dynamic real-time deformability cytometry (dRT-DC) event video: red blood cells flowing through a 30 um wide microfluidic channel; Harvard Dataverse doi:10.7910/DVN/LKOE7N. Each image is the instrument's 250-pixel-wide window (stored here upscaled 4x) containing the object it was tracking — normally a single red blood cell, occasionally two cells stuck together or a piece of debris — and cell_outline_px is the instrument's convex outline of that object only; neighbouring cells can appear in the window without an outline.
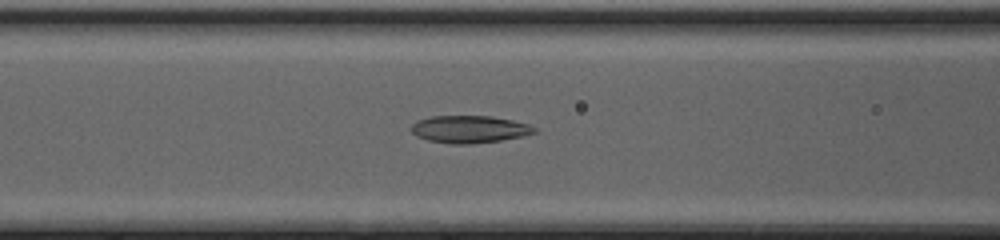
{"species": "common noctule bat (a hibernating species)", "species_latin": "Nyctalus noctula", "temperature_condition": "cold", "stored_images_in_passage": 49, "camera_frame_rate_fps": 3000, "um_per_image_px": 0.085, "animal": {"sex": "female", "body_mass_g": 20.0, "forearm_length_mm": 54.0}, "frame": {"image": 1, "passage_image": 22, "time_ms": 7.0, "image_size_px": [1000, 240], "cell_outline_px": [[540, 132], [524, 136], [500, 140], [472, 144], [452, 144], [428, 140], [416, 136], [412, 132], [412, 124], [416, 120], [432, 116], [492, 116], [512, 120], [528, 124], [536, 128]], "centroid_in_image_um": [39.93, 10.98], "position_along_channel_um": 126.7, "area_um2": 19.77}}
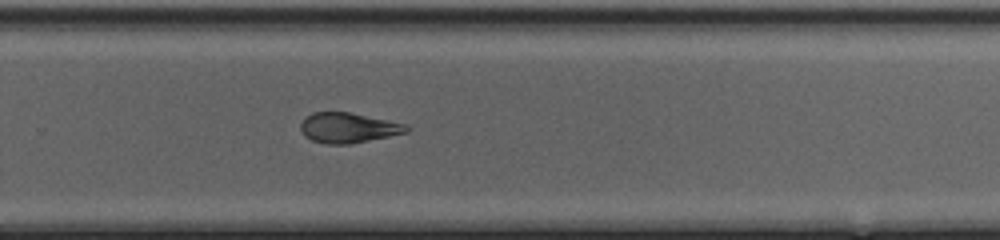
{"frame": {"image": 2, "passage_image": 34, "time_ms": 11.0, "image_size_px": [1000, 240], "cell_outline_px": [[412, 128], [408, 132], [348, 144], [328, 144], [312, 140], [304, 136], [300, 128], [300, 124], [312, 112], [352, 112], [388, 120], [404, 124]], "centroid_in_image_um": [29.6, 10.85], "position_along_channel_um": 300.2, "area_um2": 18.44}}
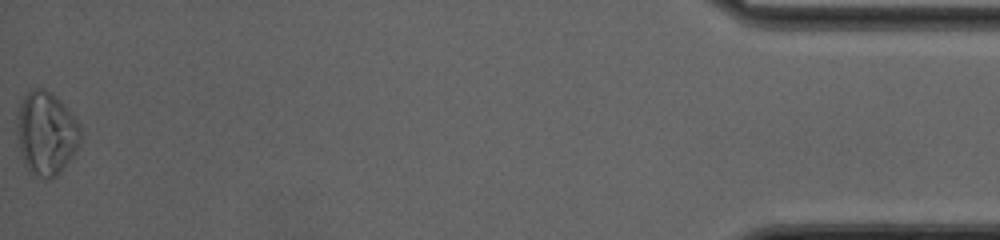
{"frame": {"image": 3, "passage_image": 49, "time_ms": 16.0, "image_size_px": [1000, 240], "cell_outline_px": [[80, 140], [76, 148], [60, 172], [56, 176], [48, 180], [40, 176], [28, 168], [20, 152], [16, 136], [16, 120], [20, 104], [24, 96], [32, 88], [44, 88], [56, 96], [64, 104], [80, 124]], "centroid_in_image_um": [3.9, 11.28], "position_along_channel_um": 431.3, "area_um2": 30.58}, "authors_computed_cell_mechanics": {"area_um2": 22.253, "velocity_mm_per_s": 4.3474, "shape_relaxation_time_tau1_ms": null, "shape_relaxation_time_tau2_ms": 3.2527, "deformation_change_tau1": null, "deformation_change_tau2": 0.1106}}